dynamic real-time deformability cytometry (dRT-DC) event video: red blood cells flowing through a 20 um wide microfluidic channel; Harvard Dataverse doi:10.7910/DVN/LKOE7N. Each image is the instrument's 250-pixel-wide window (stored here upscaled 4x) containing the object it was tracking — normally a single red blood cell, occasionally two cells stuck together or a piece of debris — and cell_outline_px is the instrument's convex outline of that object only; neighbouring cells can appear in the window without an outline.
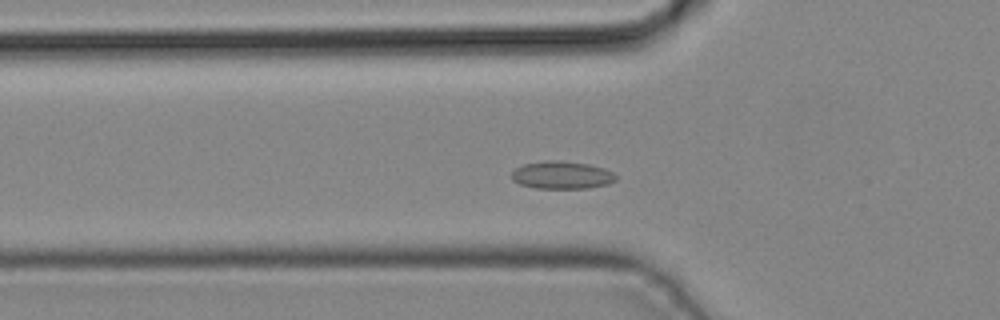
{"species": "common noctule bat (a hibernating species)", "species_latin": "Nyctalus noctula", "temperature_condition": "cold", "stored_images_in_passage": 33, "camera_frame_rate_fps": 3000, "um_per_image_px": 0.085, "animal": {"sex": "male", "body_mass_g": 19.2, "forearm_length_mm": 51.8}, "frame": {"image": 1, "passage_image": 3, "time_ms": 0.667, "image_size_px": [1000, 320], "cell_outline_px": [[616, 180], [608, 184], [588, 188], [536, 188], [520, 184], [512, 180], [512, 172], [516, 168], [524, 164], [544, 160], [560, 160], [588, 164], [604, 168], [612, 172], [616, 176]], "centroid_in_image_um": [47.75, 14.87], "position_along_channel_um": 78.0, "area_um2": 16.82}}
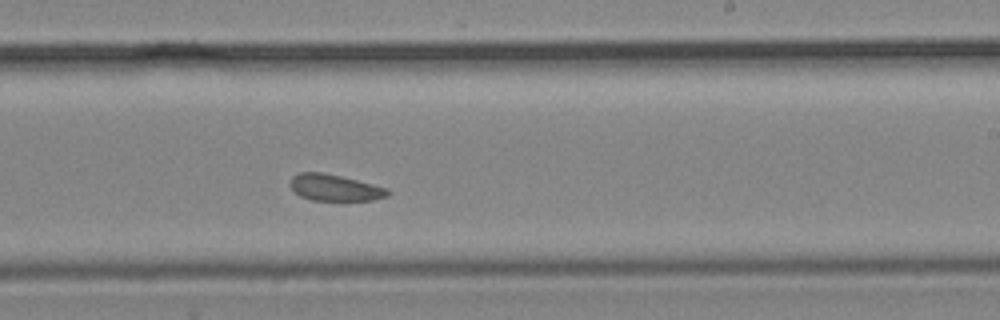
{"frame": {"image": 2, "passage_image": 15, "time_ms": 4.667, "image_size_px": [1000, 320], "cell_outline_px": [[392, 192], [388, 196], [372, 200], [312, 200], [300, 196], [288, 184], [292, 176], [300, 172], [320, 172], [340, 176], [388, 188]], "centroid_in_image_um": [28.45, 15.95], "position_along_channel_um": 260.5, "area_um2": 14.97}}
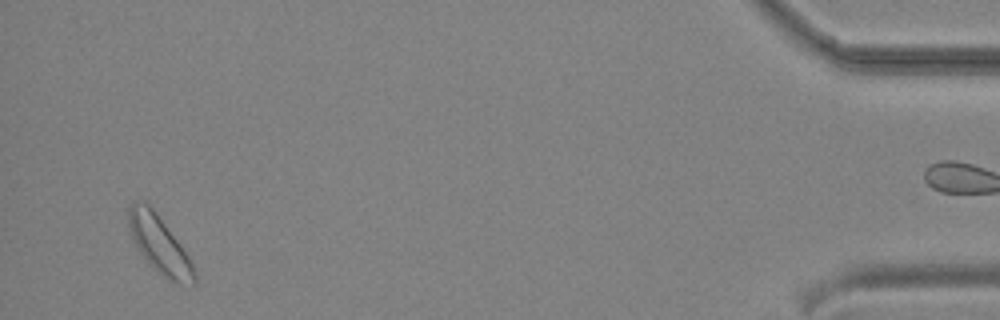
{"frame": {"image": 3, "passage_image": 31, "time_ms": 10.0, "image_size_px": [1000, 320], "cell_outline_px": [[196, 284], [180, 284], [168, 280], [152, 268], [136, 248], [128, 228], [128, 208], [132, 200], [144, 200], [152, 208], [188, 256], [192, 264], [196, 276]], "centroid_in_image_um": [13.5, 20.79], "position_along_channel_um": 421.7, "area_um2": 21.85}}